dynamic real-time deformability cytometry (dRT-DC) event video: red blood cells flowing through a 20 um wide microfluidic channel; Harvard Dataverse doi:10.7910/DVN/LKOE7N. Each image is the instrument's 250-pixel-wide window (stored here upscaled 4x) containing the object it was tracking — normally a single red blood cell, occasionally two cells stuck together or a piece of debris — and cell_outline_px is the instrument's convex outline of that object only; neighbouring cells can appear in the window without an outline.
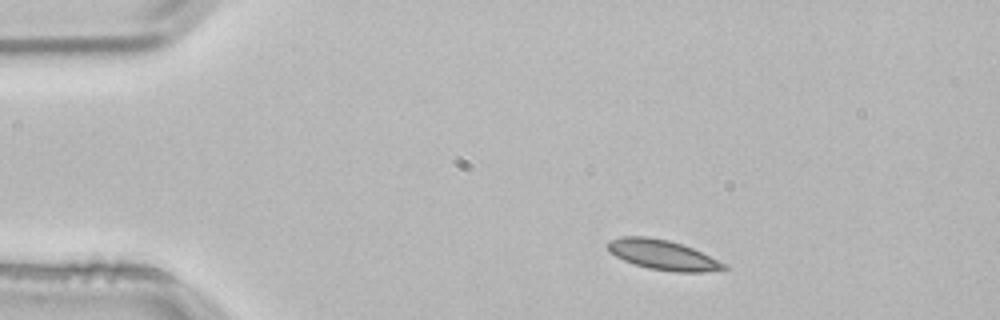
{"species": "common noctule bat (a hibernating species)", "species_latin": "Nyctalus noctula", "temperature_condition": "room temperature", "stored_images_in_passage": 2, "camera_frame_rate_fps": 3000, "um_per_image_px": 0.085, "animal": {"sex": "male", "body_mass_g": 21.5, "forearm_length_mm": 52.0}, "frame": {"image": 1, "passage_image": 1, "time_ms": 0.0, "image_size_px": [1000, 320], "cell_outline_px": [[728, 268], [704, 272], [676, 272], [648, 268], [624, 260], [616, 256], [608, 248], [608, 240], [620, 236], [648, 236], [668, 240], [692, 248], [728, 264]], "centroid_in_image_um": [56.35, 21.66], "position_along_channel_um": 28.6, "area_um2": 20.06}}